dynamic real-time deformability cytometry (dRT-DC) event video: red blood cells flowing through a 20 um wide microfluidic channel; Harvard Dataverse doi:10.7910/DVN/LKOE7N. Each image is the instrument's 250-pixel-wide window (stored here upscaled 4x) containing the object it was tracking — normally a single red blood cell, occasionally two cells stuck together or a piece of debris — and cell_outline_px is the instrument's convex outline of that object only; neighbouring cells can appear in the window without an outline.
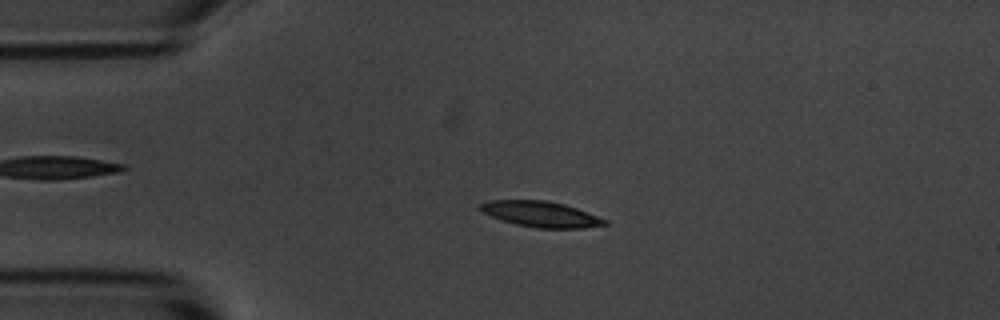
{"species": "common noctule bat (a hibernating species)", "species_latin": "Nyctalus noctula", "temperature_condition": "room temperature", "stored_images_in_passage": 4, "camera_frame_rate_fps": 3000, "um_per_image_px": 0.085, "animal": {"sex": "male", "body_mass_g": 20.1, "forearm_length_mm": 53.5}, "frame": {"image": 1, "passage_image": 2, "time_ms": 1.0, "image_size_px": [1000, 320], "cell_outline_px": [[608, 224], [584, 228], [536, 228], [516, 224], [500, 220], [484, 212], [480, 208], [480, 204], [488, 200], [548, 200], [564, 204], [576, 208], [608, 220]], "centroid_in_image_um": [45.99, 18.2], "position_along_channel_um": 39.0, "area_um2": 18.55}}